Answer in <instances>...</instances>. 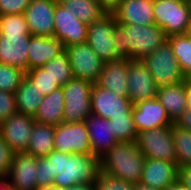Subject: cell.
<instances>
[{
	"label": "cell",
	"mask_w": 191,
	"mask_h": 190,
	"mask_svg": "<svg viewBox=\"0 0 191 190\" xmlns=\"http://www.w3.org/2000/svg\"><path fill=\"white\" fill-rule=\"evenodd\" d=\"M113 42L120 59L142 60L160 45L168 36L157 25L119 24L115 21Z\"/></svg>",
	"instance_id": "obj_1"
},
{
	"label": "cell",
	"mask_w": 191,
	"mask_h": 190,
	"mask_svg": "<svg viewBox=\"0 0 191 190\" xmlns=\"http://www.w3.org/2000/svg\"><path fill=\"white\" fill-rule=\"evenodd\" d=\"M46 158L51 162L53 183L64 188L82 183H96L101 173L100 158L93 154H69L53 150Z\"/></svg>",
	"instance_id": "obj_2"
},
{
	"label": "cell",
	"mask_w": 191,
	"mask_h": 190,
	"mask_svg": "<svg viewBox=\"0 0 191 190\" xmlns=\"http://www.w3.org/2000/svg\"><path fill=\"white\" fill-rule=\"evenodd\" d=\"M145 159L136 142L120 141L100 158L101 173L132 184L140 183Z\"/></svg>",
	"instance_id": "obj_3"
},
{
	"label": "cell",
	"mask_w": 191,
	"mask_h": 190,
	"mask_svg": "<svg viewBox=\"0 0 191 190\" xmlns=\"http://www.w3.org/2000/svg\"><path fill=\"white\" fill-rule=\"evenodd\" d=\"M159 87L176 85L185 82L178 60L168 41L142 59Z\"/></svg>",
	"instance_id": "obj_4"
},
{
	"label": "cell",
	"mask_w": 191,
	"mask_h": 190,
	"mask_svg": "<svg viewBox=\"0 0 191 190\" xmlns=\"http://www.w3.org/2000/svg\"><path fill=\"white\" fill-rule=\"evenodd\" d=\"M94 83L72 78L62 86L64 93V123L85 121L91 113V92Z\"/></svg>",
	"instance_id": "obj_5"
},
{
	"label": "cell",
	"mask_w": 191,
	"mask_h": 190,
	"mask_svg": "<svg viewBox=\"0 0 191 190\" xmlns=\"http://www.w3.org/2000/svg\"><path fill=\"white\" fill-rule=\"evenodd\" d=\"M136 144L146 159L177 163L173 125L138 132Z\"/></svg>",
	"instance_id": "obj_6"
},
{
	"label": "cell",
	"mask_w": 191,
	"mask_h": 190,
	"mask_svg": "<svg viewBox=\"0 0 191 190\" xmlns=\"http://www.w3.org/2000/svg\"><path fill=\"white\" fill-rule=\"evenodd\" d=\"M155 25L162 28L167 36L189 33L191 21L188 2L154 0Z\"/></svg>",
	"instance_id": "obj_7"
},
{
	"label": "cell",
	"mask_w": 191,
	"mask_h": 190,
	"mask_svg": "<svg viewBox=\"0 0 191 190\" xmlns=\"http://www.w3.org/2000/svg\"><path fill=\"white\" fill-rule=\"evenodd\" d=\"M113 13H106L100 19L88 25L86 43L103 62L117 61L113 31L115 27Z\"/></svg>",
	"instance_id": "obj_8"
},
{
	"label": "cell",
	"mask_w": 191,
	"mask_h": 190,
	"mask_svg": "<svg viewBox=\"0 0 191 190\" xmlns=\"http://www.w3.org/2000/svg\"><path fill=\"white\" fill-rule=\"evenodd\" d=\"M54 150L69 154H93L85 121L55 126Z\"/></svg>",
	"instance_id": "obj_9"
},
{
	"label": "cell",
	"mask_w": 191,
	"mask_h": 190,
	"mask_svg": "<svg viewBox=\"0 0 191 190\" xmlns=\"http://www.w3.org/2000/svg\"><path fill=\"white\" fill-rule=\"evenodd\" d=\"M72 69L73 78L96 83L103 70L99 56L84 42L65 47Z\"/></svg>",
	"instance_id": "obj_10"
},
{
	"label": "cell",
	"mask_w": 191,
	"mask_h": 190,
	"mask_svg": "<svg viewBox=\"0 0 191 190\" xmlns=\"http://www.w3.org/2000/svg\"><path fill=\"white\" fill-rule=\"evenodd\" d=\"M127 85L128 98L133 105L157 96L158 86L142 60L129 59Z\"/></svg>",
	"instance_id": "obj_11"
},
{
	"label": "cell",
	"mask_w": 191,
	"mask_h": 190,
	"mask_svg": "<svg viewBox=\"0 0 191 190\" xmlns=\"http://www.w3.org/2000/svg\"><path fill=\"white\" fill-rule=\"evenodd\" d=\"M91 113L105 119L124 115H132L133 104L128 97L117 95L99 87L96 83L91 92Z\"/></svg>",
	"instance_id": "obj_12"
},
{
	"label": "cell",
	"mask_w": 191,
	"mask_h": 190,
	"mask_svg": "<svg viewBox=\"0 0 191 190\" xmlns=\"http://www.w3.org/2000/svg\"><path fill=\"white\" fill-rule=\"evenodd\" d=\"M88 25L80 21L58 1L54 14V35L63 46L84 43L87 40Z\"/></svg>",
	"instance_id": "obj_13"
},
{
	"label": "cell",
	"mask_w": 191,
	"mask_h": 190,
	"mask_svg": "<svg viewBox=\"0 0 191 190\" xmlns=\"http://www.w3.org/2000/svg\"><path fill=\"white\" fill-rule=\"evenodd\" d=\"M35 120L33 116L16 113L0 124L2 138L13 153H23L28 149Z\"/></svg>",
	"instance_id": "obj_14"
},
{
	"label": "cell",
	"mask_w": 191,
	"mask_h": 190,
	"mask_svg": "<svg viewBox=\"0 0 191 190\" xmlns=\"http://www.w3.org/2000/svg\"><path fill=\"white\" fill-rule=\"evenodd\" d=\"M7 179L11 190H36L37 158L25 152L13 153Z\"/></svg>",
	"instance_id": "obj_15"
},
{
	"label": "cell",
	"mask_w": 191,
	"mask_h": 190,
	"mask_svg": "<svg viewBox=\"0 0 191 190\" xmlns=\"http://www.w3.org/2000/svg\"><path fill=\"white\" fill-rule=\"evenodd\" d=\"M58 0H32L25 10L29 32L33 36L53 37L54 14Z\"/></svg>",
	"instance_id": "obj_16"
},
{
	"label": "cell",
	"mask_w": 191,
	"mask_h": 190,
	"mask_svg": "<svg viewBox=\"0 0 191 190\" xmlns=\"http://www.w3.org/2000/svg\"><path fill=\"white\" fill-rule=\"evenodd\" d=\"M132 116L138 132L174 124L157 98L133 105Z\"/></svg>",
	"instance_id": "obj_17"
},
{
	"label": "cell",
	"mask_w": 191,
	"mask_h": 190,
	"mask_svg": "<svg viewBox=\"0 0 191 190\" xmlns=\"http://www.w3.org/2000/svg\"><path fill=\"white\" fill-rule=\"evenodd\" d=\"M31 34H0V63L27 72Z\"/></svg>",
	"instance_id": "obj_18"
},
{
	"label": "cell",
	"mask_w": 191,
	"mask_h": 190,
	"mask_svg": "<svg viewBox=\"0 0 191 190\" xmlns=\"http://www.w3.org/2000/svg\"><path fill=\"white\" fill-rule=\"evenodd\" d=\"M154 0H122L112 12L119 24L155 25Z\"/></svg>",
	"instance_id": "obj_19"
},
{
	"label": "cell",
	"mask_w": 191,
	"mask_h": 190,
	"mask_svg": "<svg viewBox=\"0 0 191 190\" xmlns=\"http://www.w3.org/2000/svg\"><path fill=\"white\" fill-rule=\"evenodd\" d=\"M85 123L94 156L101 158L119 142L114 135L111 120L91 114Z\"/></svg>",
	"instance_id": "obj_20"
},
{
	"label": "cell",
	"mask_w": 191,
	"mask_h": 190,
	"mask_svg": "<svg viewBox=\"0 0 191 190\" xmlns=\"http://www.w3.org/2000/svg\"><path fill=\"white\" fill-rule=\"evenodd\" d=\"M178 180V164L165 160L145 159L140 183L164 190Z\"/></svg>",
	"instance_id": "obj_21"
},
{
	"label": "cell",
	"mask_w": 191,
	"mask_h": 190,
	"mask_svg": "<svg viewBox=\"0 0 191 190\" xmlns=\"http://www.w3.org/2000/svg\"><path fill=\"white\" fill-rule=\"evenodd\" d=\"M65 51L63 43L55 37L31 35L28 45L27 71L43 67L48 61Z\"/></svg>",
	"instance_id": "obj_22"
},
{
	"label": "cell",
	"mask_w": 191,
	"mask_h": 190,
	"mask_svg": "<svg viewBox=\"0 0 191 190\" xmlns=\"http://www.w3.org/2000/svg\"><path fill=\"white\" fill-rule=\"evenodd\" d=\"M128 63L129 59L105 62L96 84L117 95L128 97Z\"/></svg>",
	"instance_id": "obj_23"
},
{
	"label": "cell",
	"mask_w": 191,
	"mask_h": 190,
	"mask_svg": "<svg viewBox=\"0 0 191 190\" xmlns=\"http://www.w3.org/2000/svg\"><path fill=\"white\" fill-rule=\"evenodd\" d=\"M64 93L62 86L52 91L49 95L43 96L38 111L33 117L35 122L60 125L64 122Z\"/></svg>",
	"instance_id": "obj_24"
},
{
	"label": "cell",
	"mask_w": 191,
	"mask_h": 190,
	"mask_svg": "<svg viewBox=\"0 0 191 190\" xmlns=\"http://www.w3.org/2000/svg\"><path fill=\"white\" fill-rule=\"evenodd\" d=\"M156 98L164 106L173 123L188 108L186 102L185 82L171 86L159 87Z\"/></svg>",
	"instance_id": "obj_25"
},
{
	"label": "cell",
	"mask_w": 191,
	"mask_h": 190,
	"mask_svg": "<svg viewBox=\"0 0 191 190\" xmlns=\"http://www.w3.org/2000/svg\"><path fill=\"white\" fill-rule=\"evenodd\" d=\"M55 126L35 122L25 153L36 158L48 156L54 150Z\"/></svg>",
	"instance_id": "obj_26"
},
{
	"label": "cell",
	"mask_w": 191,
	"mask_h": 190,
	"mask_svg": "<svg viewBox=\"0 0 191 190\" xmlns=\"http://www.w3.org/2000/svg\"><path fill=\"white\" fill-rule=\"evenodd\" d=\"M43 96L26 76L15 91V103L20 114L35 116Z\"/></svg>",
	"instance_id": "obj_27"
},
{
	"label": "cell",
	"mask_w": 191,
	"mask_h": 190,
	"mask_svg": "<svg viewBox=\"0 0 191 190\" xmlns=\"http://www.w3.org/2000/svg\"><path fill=\"white\" fill-rule=\"evenodd\" d=\"M58 2L87 25L107 13L100 6L98 0H58Z\"/></svg>",
	"instance_id": "obj_28"
},
{
	"label": "cell",
	"mask_w": 191,
	"mask_h": 190,
	"mask_svg": "<svg viewBox=\"0 0 191 190\" xmlns=\"http://www.w3.org/2000/svg\"><path fill=\"white\" fill-rule=\"evenodd\" d=\"M173 53L178 60L182 72L187 75L191 72V36L187 34L168 36Z\"/></svg>",
	"instance_id": "obj_29"
},
{
	"label": "cell",
	"mask_w": 191,
	"mask_h": 190,
	"mask_svg": "<svg viewBox=\"0 0 191 190\" xmlns=\"http://www.w3.org/2000/svg\"><path fill=\"white\" fill-rule=\"evenodd\" d=\"M43 68L60 86L65 85L73 78L69 58L65 51L48 61Z\"/></svg>",
	"instance_id": "obj_30"
},
{
	"label": "cell",
	"mask_w": 191,
	"mask_h": 190,
	"mask_svg": "<svg viewBox=\"0 0 191 190\" xmlns=\"http://www.w3.org/2000/svg\"><path fill=\"white\" fill-rule=\"evenodd\" d=\"M173 141L178 167L191 165V131L178 128L173 124Z\"/></svg>",
	"instance_id": "obj_31"
},
{
	"label": "cell",
	"mask_w": 191,
	"mask_h": 190,
	"mask_svg": "<svg viewBox=\"0 0 191 190\" xmlns=\"http://www.w3.org/2000/svg\"><path fill=\"white\" fill-rule=\"evenodd\" d=\"M110 120L114 135L119 142H136L138 131L132 115L113 117Z\"/></svg>",
	"instance_id": "obj_32"
},
{
	"label": "cell",
	"mask_w": 191,
	"mask_h": 190,
	"mask_svg": "<svg viewBox=\"0 0 191 190\" xmlns=\"http://www.w3.org/2000/svg\"><path fill=\"white\" fill-rule=\"evenodd\" d=\"M26 72L8 64L0 63V90L15 93Z\"/></svg>",
	"instance_id": "obj_33"
},
{
	"label": "cell",
	"mask_w": 191,
	"mask_h": 190,
	"mask_svg": "<svg viewBox=\"0 0 191 190\" xmlns=\"http://www.w3.org/2000/svg\"><path fill=\"white\" fill-rule=\"evenodd\" d=\"M26 77L36 85V89L42 96H47L60 87L58 82L54 81L43 67L28 70Z\"/></svg>",
	"instance_id": "obj_34"
},
{
	"label": "cell",
	"mask_w": 191,
	"mask_h": 190,
	"mask_svg": "<svg viewBox=\"0 0 191 190\" xmlns=\"http://www.w3.org/2000/svg\"><path fill=\"white\" fill-rule=\"evenodd\" d=\"M0 34H30L25 14L0 16Z\"/></svg>",
	"instance_id": "obj_35"
},
{
	"label": "cell",
	"mask_w": 191,
	"mask_h": 190,
	"mask_svg": "<svg viewBox=\"0 0 191 190\" xmlns=\"http://www.w3.org/2000/svg\"><path fill=\"white\" fill-rule=\"evenodd\" d=\"M95 188L96 190H133V184L100 173Z\"/></svg>",
	"instance_id": "obj_36"
},
{
	"label": "cell",
	"mask_w": 191,
	"mask_h": 190,
	"mask_svg": "<svg viewBox=\"0 0 191 190\" xmlns=\"http://www.w3.org/2000/svg\"><path fill=\"white\" fill-rule=\"evenodd\" d=\"M16 113L15 93L0 90V124Z\"/></svg>",
	"instance_id": "obj_37"
},
{
	"label": "cell",
	"mask_w": 191,
	"mask_h": 190,
	"mask_svg": "<svg viewBox=\"0 0 191 190\" xmlns=\"http://www.w3.org/2000/svg\"><path fill=\"white\" fill-rule=\"evenodd\" d=\"M55 175H52L51 162L46 158H37L38 187L53 184Z\"/></svg>",
	"instance_id": "obj_38"
},
{
	"label": "cell",
	"mask_w": 191,
	"mask_h": 190,
	"mask_svg": "<svg viewBox=\"0 0 191 190\" xmlns=\"http://www.w3.org/2000/svg\"><path fill=\"white\" fill-rule=\"evenodd\" d=\"M32 0H0V16L24 14Z\"/></svg>",
	"instance_id": "obj_39"
},
{
	"label": "cell",
	"mask_w": 191,
	"mask_h": 190,
	"mask_svg": "<svg viewBox=\"0 0 191 190\" xmlns=\"http://www.w3.org/2000/svg\"><path fill=\"white\" fill-rule=\"evenodd\" d=\"M13 152L2 138L0 133V178H6L10 164L12 162Z\"/></svg>",
	"instance_id": "obj_40"
},
{
	"label": "cell",
	"mask_w": 191,
	"mask_h": 190,
	"mask_svg": "<svg viewBox=\"0 0 191 190\" xmlns=\"http://www.w3.org/2000/svg\"><path fill=\"white\" fill-rule=\"evenodd\" d=\"M178 180L187 190H191V165L178 167Z\"/></svg>",
	"instance_id": "obj_41"
},
{
	"label": "cell",
	"mask_w": 191,
	"mask_h": 190,
	"mask_svg": "<svg viewBox=\"0 0 191 190\" xmlns=\"http://www.w3.org/2000/svg\"><path fill=\"white\" fill-rule=\"evenodd\" d=\"M174 125L178 128L191 131V108H187L174 122Z\"/></svg>",
	"instance_id": "obj_42"
},
{
	"label": "cell",
	"mask_w": 191,
	"mask_h": 190,
	"mask_svg": "<svg viewBox=\"0 0 191 190\" xmlns=\"http://www.w3.org/2000/svg\"><path fill=\"white\" fill-rule=\"evenodd\" d=\"M122 0H98L100 6L107 12L112 13Z\"/></svg>",
	"instance_id": "obj_43"
},
{
	"label": "cell",
	"mask_w": 191,
	"mask_h": 190,
	"mask_svg": "<svg viewBox=\"0 0 191 190\" xmlns=\"http://www.w3.org/2000/svg\"><path fill=\"white\" fill-rule=\"evenodd\" d=\"M62 190H96L95 183H82L70 187H64Z\"/></svg>",
	"instance_id": "obj_44"
},
{
	"label": "cell",
	"mask_w": 191,
	"mask_h": 190,
	"mask_svg": "<svg viewBox=\"0 0 191 190\" xmlns=\"http://www.w3.org/2000/svg\"><path fill=\"white\" fill-rule=\"evenodd\" d=\"M187 107L191 108V82L185 79Z\"/></svg>",
	"instance_id": "obj_45"
},
{
	"label": "cell",
	"mask_w": 191,
	"mask_h": 190,
	"mask_svg": "<svg viewBox=\"0 0 191 190\" xmlns=\"http://www.w3.org/2000/svg\"><path fill=\"white\" fill-rule=\"evenodd\" d=\"M133 190H162V189L150 187L142 183H135L133 184Z\"/></svg>",
	"instance_id": "obj_46"
},
{
	"label": "cell",
	"mask_w": 191,
	"mask_h": 190,
	"mask_svg": "<svg viewBox=\"0 0 191 190\" xmlns=\"http://www.w3.org/2000/svg\"><path fill=\"white\" fill-rule=\"evenodd\" d=\"M164 190H187L180 182L177 180L174 184L168 185Z\"/></svg>",
	"instance_id": "obj_47"
},
{
	"label": "cell",
	"mask_w": 191,
	"mask_h": 190,
	"mask_svg": "<svg viewBox=\"0 0 191 190\" xmlns=\"http://www.w3.org/2000/svg\"><path fill=\"white\" fill-rule=\"evenodd\" d=\"M36 190H62V188L53 183V184L38 187Z\"/></svg>",
	"instance_id": "obj_48"
},
{
	"label": "cell",
	"mask_w": 191,
	"mask_h": 190,
	"mask_svg": "<svg viewBox=\"0 0 191 190\" xmlns=\"http://www.w3.org/2000/svg\"><path fill=\"white\" fill-rule=\"evenodd\" d=\"M0 190H11L10 186L8 184V179L6 178H0Z\"/></svg>",
	"instance_id": "obj_49"
},
{
	"label": "cell",
	"mask_w": 191,
	"mask_h": 190,
	"mask_svg": "<svg viewBox=\"0 0 191 190\" xmlns=\"http://www.w3.org/2000/svg\"><path fill=\"white\" fill-rule=\"evenodd\" d=\"M188 7H189V14H190V21H191V0L188 2Z\"/></svg>",
	"instance_id": "obj_50"
},
{
	"label": "cell",
	"mask_w": 191,
	"mask_h": 190,
	"mask_svg": "<svg viewBox=\"0 0 191 190\" xmlns=\"http://www.w3.org/2000/svg\"><path fill=\"white\" fill-rule=\"evenodd\" d=\"M186 79L191 82V72H189L187 75H186Z\"/></svg>",
	"instance_id": "obj_51"
},
{
	"label": "cell",
	"mask_w": 191,
	"mask_h": 190,
	"mask_svg": "<svg viewBox=\"0 0 191 190\" xmlns=\"http://www.w3.org/2000/svg\"><path fill=\"white\" fill-rule=\"evenodd\" d=\"M173 1H177V2H189V0H173Z\"/></svg>",
	"instance_id": "obj_52"
},
{
	"label": "cell",
	"mask_w": 191,
	"mask_h": 190,
	"mask_svg": "<svg viewBox=\"0 0 191 190\" xmlns=\"http://www.w3.org/2000/svg\"><path fill=\"white\" fill-rule=\"evenodd\" d=\"M190 36H191V26H190V30H189V33H188Z\"/></svg>",
	"instance_id": "obj_53"
}]
</instances>
